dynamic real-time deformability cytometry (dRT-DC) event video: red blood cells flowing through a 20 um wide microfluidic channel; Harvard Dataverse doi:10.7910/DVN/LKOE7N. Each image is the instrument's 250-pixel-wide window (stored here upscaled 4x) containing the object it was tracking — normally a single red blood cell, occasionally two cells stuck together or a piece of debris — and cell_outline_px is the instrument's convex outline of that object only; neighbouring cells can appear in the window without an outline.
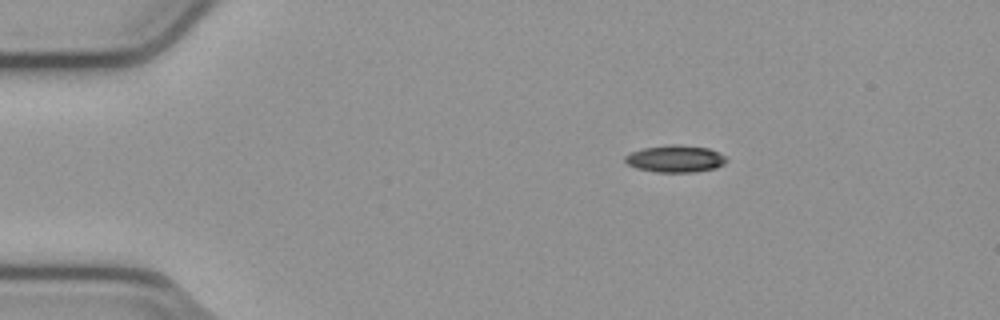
{"species": "common noctule bat (a hibernating species)", "species_latin": "Nyctalus noctula", "temperature_condition": "cold", "stored_images_in_passage": 46, "camera_frame_rate_fps": 3000, "um_per_image_px": 0.085, "animal": {"sex": "male", "body_mass_g": 23.1, "forearm_length_mm": 52.7}, "frame": {"image": 1, "passage_image": 1, "time_ms": 0.0, "image_size_px": [1000, 320], "cell_outline_px": [[728, 160], [724, 164], [716, 168], [692, 172], [656, 172], [636, 168], [628, 164], [624, 160], [624, 156], [632, 152], [644, 148], [668, 144], [676, 144], [708, 148], [724, 156]], "centroid_in_image_um": [57.39, 13.49], "position_along_channel_um": 27.6, "area_um2": 15.9}}
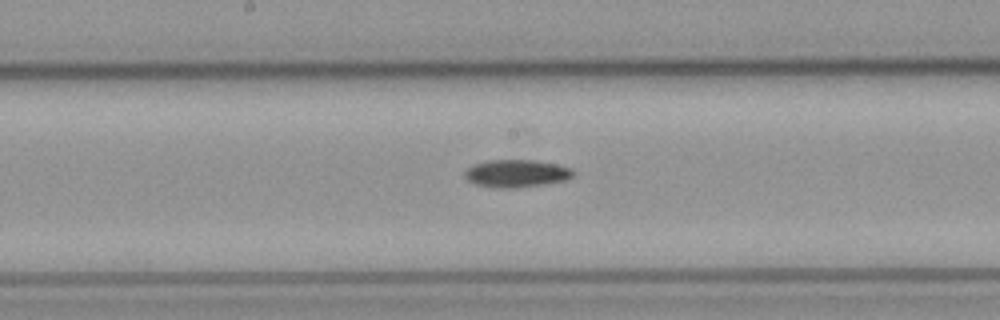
{"frame": {"image": 2, "passage_image": 20, "time_ms": 6.333, "image_size_px": [1000, 320], "cell_outline_px": [[572, 176], [564, 180], [516, 188], [496, 188], [476, 184], [468, 180], [464, 176], [464, 172], [468, 168], [484, 160], [532, 160], [556, 164], [572, 168]], "centroid_in_image_um": [43.85, 14.73], "position_along_channel_um": 204.4, "area_um2": 17.17}}
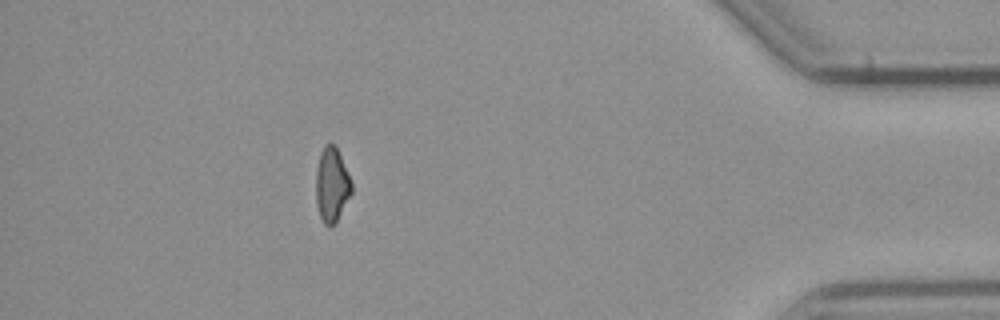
{"frame": {"image": 3, "passage_image": 40, "time_ms": 13.0, "image_size_px": [1000, 320], "cell_outline_px": [[352, 192], [336, 224], [328, 228], [324, 224], [320, 216], [316, 204], [316, 168], [320, 152], [324, 144], [332, 144], [336, 148], [340, 156], [352, 184]], "centroid_in_image_um": [28.18, 15.76], "position_along_channel_um": 407.0, "area_um2": 15.49}}